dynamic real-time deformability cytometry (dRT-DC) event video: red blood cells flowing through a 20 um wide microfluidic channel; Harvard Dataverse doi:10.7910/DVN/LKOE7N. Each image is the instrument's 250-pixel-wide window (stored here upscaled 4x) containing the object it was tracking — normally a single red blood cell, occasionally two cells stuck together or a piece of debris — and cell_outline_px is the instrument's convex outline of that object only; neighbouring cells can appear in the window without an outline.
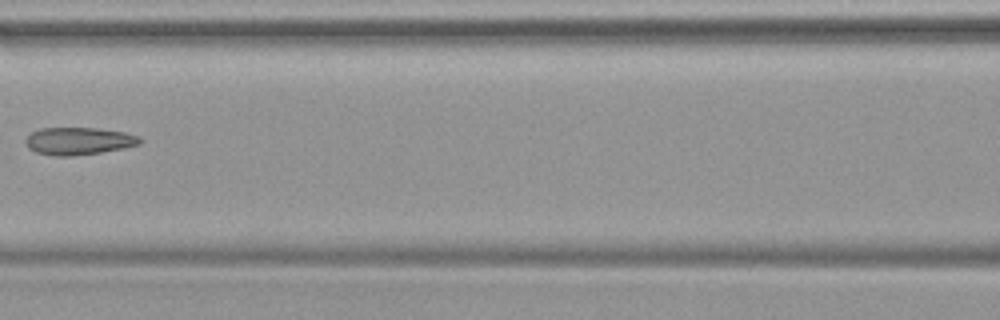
{"species": "common noctule bat (a hibernating species)", "species_latin": "Nyctalus noctula", "temperature_condition": "warm", "stored_images_in_passage": 6, "camera_frame_rate_fps": 3000, "um_per_image_px": 0.085, "animal": {"sex": "female", "body_mass_g": 19.9}, "frame": {"image": 1, "passage_image": 6, "time_ms": 1.667, "image_size_px": [1000, 320], "cell_outline_px": [[144, 140], [140, 144], [124, 148], [100, 152], [72, 156], [56, 156], [36, 152], [28, 148], [24, 144], [24, 140], [32, 132], [40, 128], [96, 128], [124, 132], [140, 136]], "centroid_in_image_um": [6.69, 11.98], "position_along_channel_um": 159.9, "area_um2": 18.38}}